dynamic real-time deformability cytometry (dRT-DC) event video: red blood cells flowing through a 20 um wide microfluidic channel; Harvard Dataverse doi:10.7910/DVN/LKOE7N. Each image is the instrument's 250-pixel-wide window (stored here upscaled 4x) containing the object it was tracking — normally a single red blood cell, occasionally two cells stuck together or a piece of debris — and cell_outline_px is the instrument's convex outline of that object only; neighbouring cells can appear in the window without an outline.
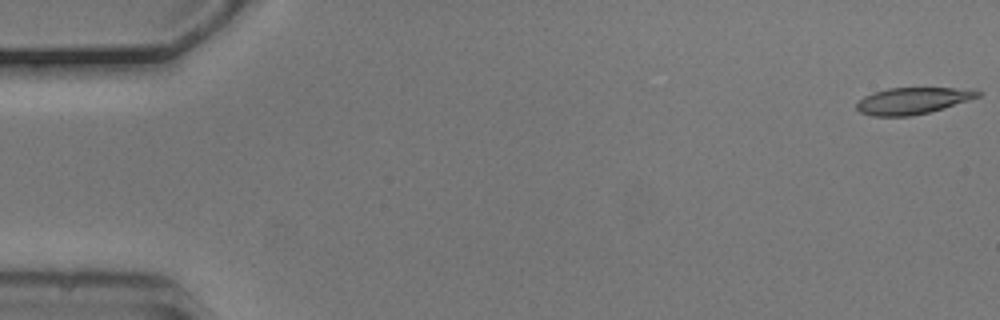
{"species": "common noctule bat (a hibernating species)", "species_latin": "Nyctalus noctula", "temperature_condition": "cold", "stored_images_in_passage": 27, "camera_frame_rate_fps": 3000, "um_per_image_px": 0.085, "animal": {"sex": "male", "body_mass_g": 20.5, "forearm_length_mm": 52.5}, "frame": {"image": 1, "passage_image": 1, "time_ms": 0.0, "image_size_px": [1000, 320], "cell_outline_px": [[984, 92], [980, 96], [968, 100], [928, 112], [912, 116], [872, 116], [860, 112], [856, 108], [856, 104], [864, 96], [872, 92], [888, 88], [972, 88]], "centroid_in_image_um": [77.58, 8.55], "position_along_channel_um": 7.4, "area_um2": 18.79}}
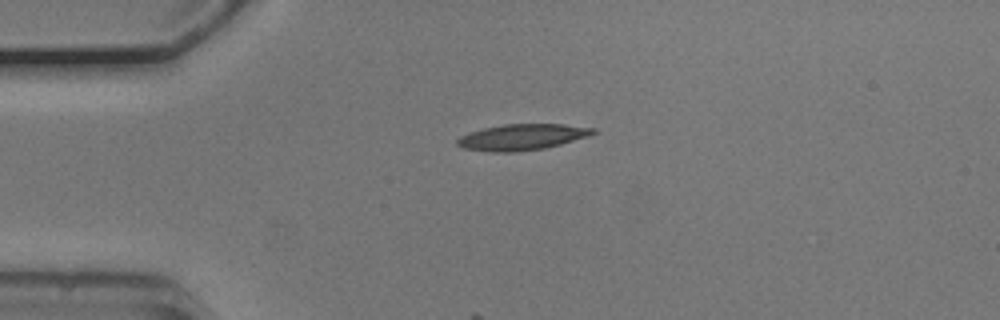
{"frame": {"image": 2, "passage_image": 13, "time_ms": 4.0, "image_size_px": [1000, 320], "cell_outline_px": [[596, 132], [588, 136], [560, 144], [544, 148], [516, 152], [492, 152], [464, 148], [456, 144], [456, 140], [460, 136], [468, 132], [484, 128], [504, 124], [564, 124], [596, 128]], "centroid_in_image_um": [44.36, 11.65], "position_along_channel_um": 40.6, "area_um2": 20.58}}
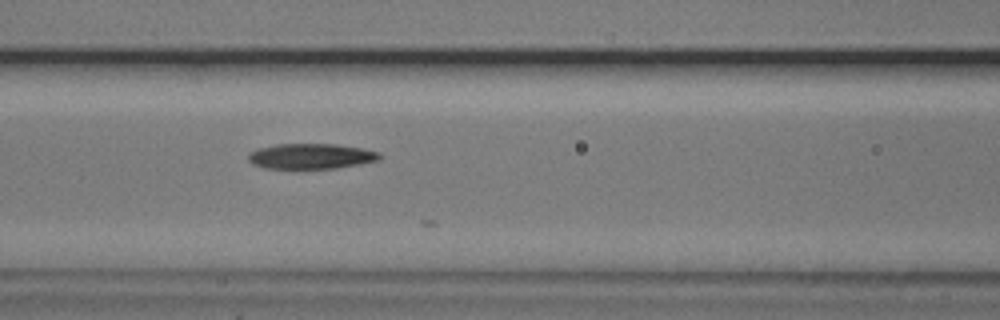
{"frame": {"image": 3, "passage_image": 23, "time_ms": 7.333, "image_size_px": [1000, 320], "cell_outline_px": [[384, 156], [380, 160], [360, 164], [336, 168], [264, 168], [252, 164], [248, 160], [248, 152], [256, 148], [276, 144], [336, 144], [360, 148], [380, 152]], "centroid_in_image_um": [26.43, 13.27], "position_along_channel_um": 140.2, "area_um2": 19.59}}